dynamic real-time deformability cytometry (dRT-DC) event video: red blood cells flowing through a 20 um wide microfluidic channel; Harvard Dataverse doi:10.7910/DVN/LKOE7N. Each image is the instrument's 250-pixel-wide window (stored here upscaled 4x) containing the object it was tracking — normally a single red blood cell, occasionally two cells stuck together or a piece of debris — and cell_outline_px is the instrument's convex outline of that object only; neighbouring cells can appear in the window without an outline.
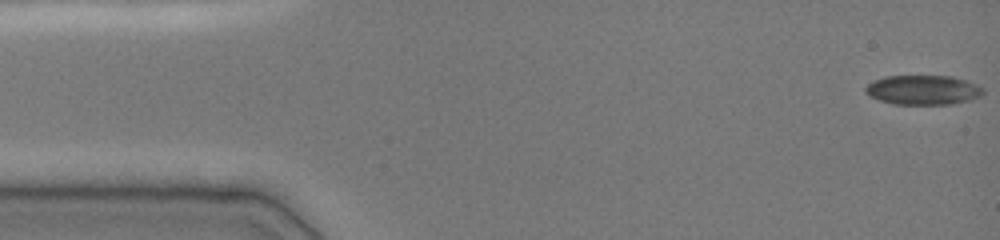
{"species": "common noctule bat (a hibernating species)", "species_latin": "Nyctalus noctula", "temperature_condition": "cold", "stored_images_in_passage": 48, "camera_frame_rate_fps": 3000, "um_per_image_px": 0.085, "animal": {"sex": "female", "body_mass_g": 19.0, "forearm_length_mm": 51.5}, "frame": {"image": 1, "passage_image": 1, "time_ms": 0.0, "image_size_px": [1000, 240], "cell_outline_px": [[984, 92], [980, 96], [972, 100], [952, 104], [892, 104], [880, 100], [864, 92], [864, 88], [872, 80], [884, 76], [952, 76], [968, 80], [984, 88]], "centroid_in_image_um": [78.48, 7.64], "position_along_channel_um": 6.5, "area_um2": 20.46}}
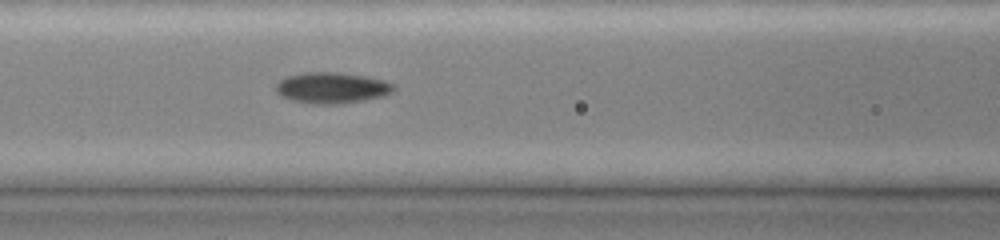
{"frame": {"image": 2, "passage_image": 20, "time_ms": 6.333, "image_size_px": [1000, 240], "cell_outline_px": [[396, 88], [392, 92], [384, 96], [364, 100], [336, 104], [308, 104], [292, 100], [280, 96], [276, 92], [276, 84], [280, 80], [288, 76], [300, 72], [336, 72], [364, 76], [384, 80], [396, 84]], "centroid_in_image_um": [28.21, 7.47], "position_along_channel_um": 138.4, "area_um2": 21.5}}
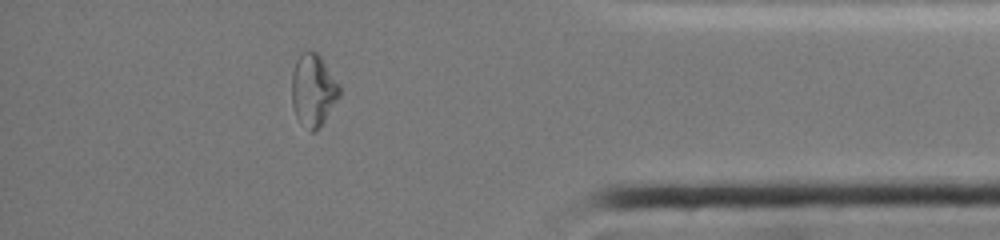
{"frame": {"image": 3, "passage_image": 42, "time_ms": 13.667, "image_size_px": [1000, 240], "cell_outline_px": [[340, 96], [320, 128], [316, 132], [312, 132], [296, 116], [292, 104], [292, 72], [296, 60], [304, 52], [312, 48], [320, 56], [340, 84]], "centroid_in_image_um": [26.64, 7.65], "position_along_channel_um": 408.6, "area_um2": 20.11}, "authors_computed_cell_mechanics": {"area_um2": 20.2589, "velocity_mm_per_s": 3.9413, "shape_relaxation_time_tau1_ms": null, "shape_relaxation_time_tau2_ms": 1.748, "deformation_change_tau1": null, "deformation_change_tau2": 0.0527}}